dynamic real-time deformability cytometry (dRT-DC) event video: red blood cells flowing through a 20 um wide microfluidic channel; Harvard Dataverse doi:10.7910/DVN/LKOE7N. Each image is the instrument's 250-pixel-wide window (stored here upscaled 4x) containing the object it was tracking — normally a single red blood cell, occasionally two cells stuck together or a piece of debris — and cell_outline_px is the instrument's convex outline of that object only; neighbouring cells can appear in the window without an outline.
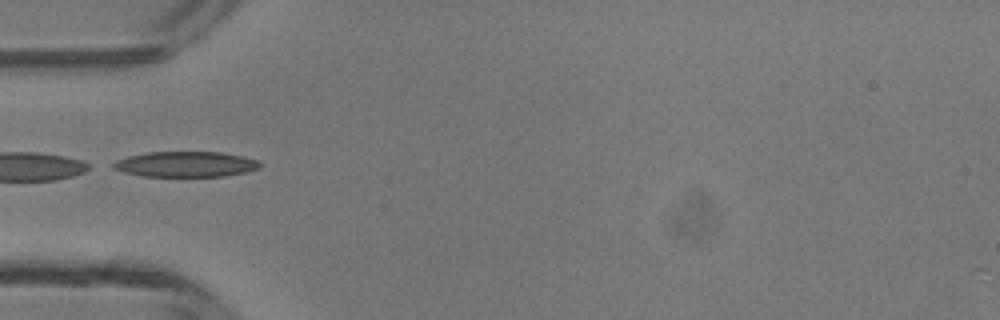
{"species": "common noctule bat (a hibernating species)", "species_latin": "Nyctalus noctula", "temperature_condition": "room temperature", "stored_images_in_passage": 5, "camera_frame_rate_fps": 3000, "um_per_image_px": 0.085, "animal": {"sex": "male", "body_mass_g": 13.3}, "frame": {"image": 1, "passage_image": 4, "time_ms": 4.333, "image_size_px": [1000, 320], "cell_outline_px": [[260, 168], [244, 172], [224, 176], [140, 176], [124, 172], [112, 168], [112, 164], [116, 160], [128, 156], [148, 152], [220, 152], [240, 156], [256, 160], [260, 164]], "centroid_in_image_um": [15.73, 13.96], "position_along_channel_um": 69.3, "area_um2": 21.56}}
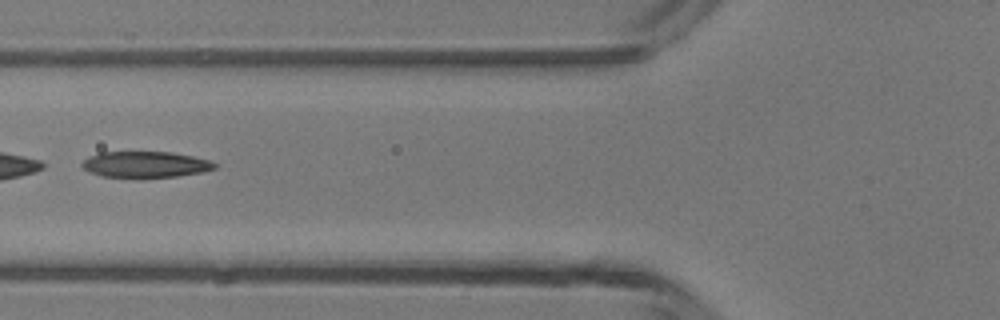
{"frame": {"image": 2, "passage_image": 5, "time_ms": 5.333, "image_size_px": [1000, 320], "cell_outline_px": [[216, 168], [200, 172], [176, 176], [100, 176], [84, 168], [80, 164], [88, 156], [100, 152], [172, 152], [212, 160], [216, 164]], "centroid_in_image_um": [12.37, 13.95], "position_along_channel_um": 113.4, "area_um2": 19.71}}